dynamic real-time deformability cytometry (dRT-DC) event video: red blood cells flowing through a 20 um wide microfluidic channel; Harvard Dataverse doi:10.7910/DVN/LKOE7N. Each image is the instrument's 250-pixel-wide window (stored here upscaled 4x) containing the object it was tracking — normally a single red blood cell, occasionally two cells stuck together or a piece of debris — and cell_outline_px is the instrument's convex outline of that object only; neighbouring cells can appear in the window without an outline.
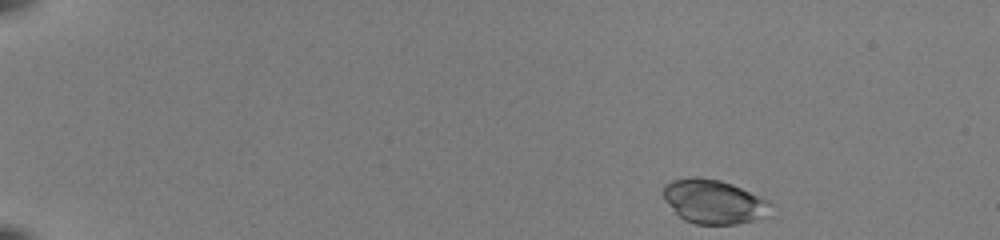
{"species": "common noctule bat (a hibernating species)", "species_latin": "Nyctalus noctula", "temperature_condition": "room temperature", "stored_images_in_passage": 46, "camera_frame_rate_fps": 3000, "um_per_image_px": 0.085, "animal": {"sex": "female", "body_mass_g": 22.0, "forearm_length_mm": 56.7}, "frame": {"image": 1, "passage_image": 1, "time_ms": 0.0, "image_size_px": [1000, 240], "cell_outline_px": [[776, 204], [752, 220], [736, 224], [696, 224], [684, 220], [664, 200], [664, 184], [672, 180], [692, 176], [696, 176], [720, 180], [732, 184], [768, 200]], "centroid_in_image_um": [60.62, 17.11], "position_along_channel_um": 24.4, "area_um2": 27.17}}
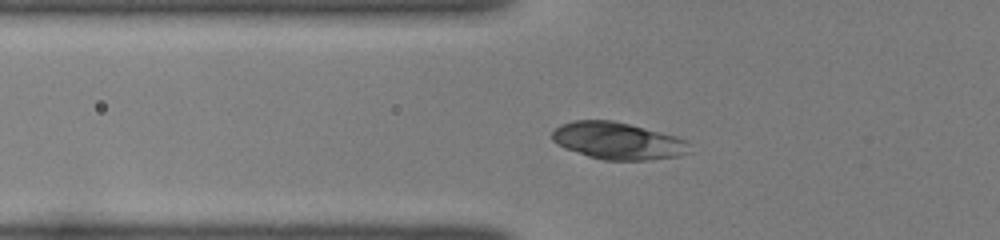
{"frame": {"image": 2, "passage_image": 14, "time_ms": 4.333, "image_size_px": [1000, 240], "cell_outline_px": [[688, 152], [680, 156], [648, 160], [604, 160], [588, 156], [564, 148], [556, 144], [552, 140], [552, 132], [560, 124], [572, 120], [612, 120], [676, 136], [688, 140]], "centroid_in_image_um": [52.48, 11.97], "position_along_channel_um": 73.3, "area_um2": 29.65}}
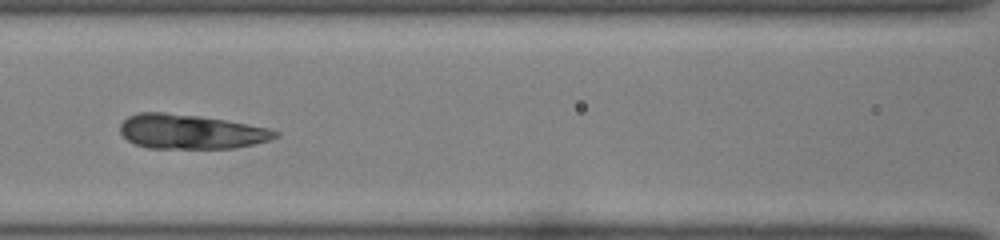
{"frame": {"image": 3, "passage_image": 20, "time_ms": 6.333, "image_size_px": [1000, 240], "cell_outline_px": [[280, 136], [268, 140], [236, 148], [148, 148], [136, 144], [128, 140], [120, 132], [120, 124], [128, 116], [136, 112], [164, 112], [200, 116], [224, 120], [268, 128], [280, 132]], "centroid_in_image_um": [16.19, 11.19], "position_along_channel_um": 150.4, "area_um2": 31.1}}